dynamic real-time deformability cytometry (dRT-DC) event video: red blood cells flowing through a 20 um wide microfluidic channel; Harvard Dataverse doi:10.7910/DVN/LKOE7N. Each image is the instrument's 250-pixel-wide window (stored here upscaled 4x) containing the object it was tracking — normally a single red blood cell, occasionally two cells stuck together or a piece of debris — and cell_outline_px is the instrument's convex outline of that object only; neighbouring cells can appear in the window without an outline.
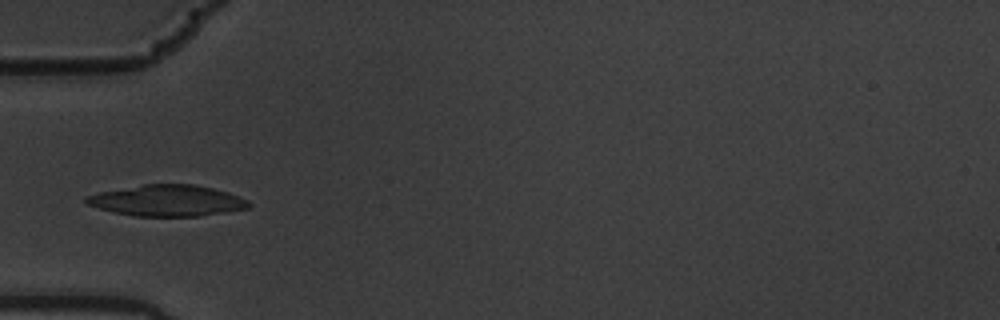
{"species": "common noctule bat (a hibernating species)", "species_latin": "Nyctalus noctula", "temperature_condition": "warm", "stored_images_in_passage": 10, "camera_frame_rate_fps": 3000, "um_per_image_px": 0.085, "animal": {"sex": "male", "body_mass_g": 19.5, "forearm_length_mm": 54.6}, "frame": {"image": 1, "passage_image": 6, "time_ms": 1.667, "image_size_px": [1000, 320], "cell_outline_px": [[252, 204], [248, 208], [228, 212], [200, 216], [136, 216], [112, 212], [96, 208], [88, 204], [84, 200], [88, 196], [100, 192], [144, 184], [192, 184], [212, 188], [228, 192], [248, 200]], "centroid_in_image_um": [14.24, 17.06], "position_along_channel_um": 70.8, "area_um2": 29.48}}
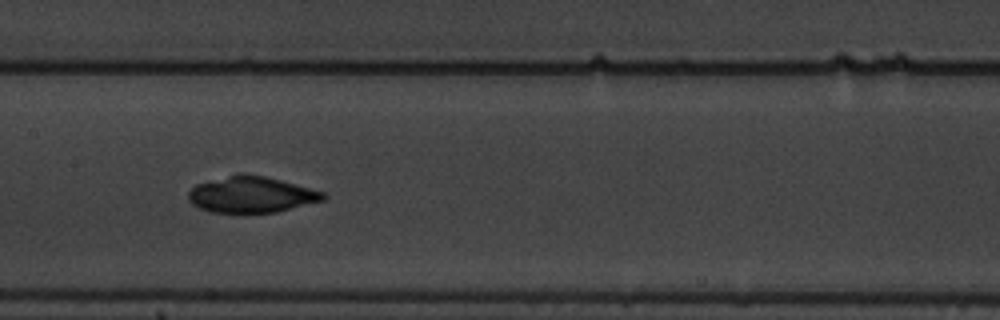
{"frame": {"image": 2, "passage_image": 9, "time_ms": 2.667, "image_size_px": [1000, 320], "cell_outline_px": [[328, 196], [324, 200], [276, 212], [212, 212], [200, 208], [192, 204], [188, 200], [188, 192], [196, 184], [240, 172], [244, 172], [264, 176], [280, 180], [324, 192]], "centroid_in_image_um": [21.35, 16.53], "position_along_channel_um": 186.0, "area_um2": 28.26}}
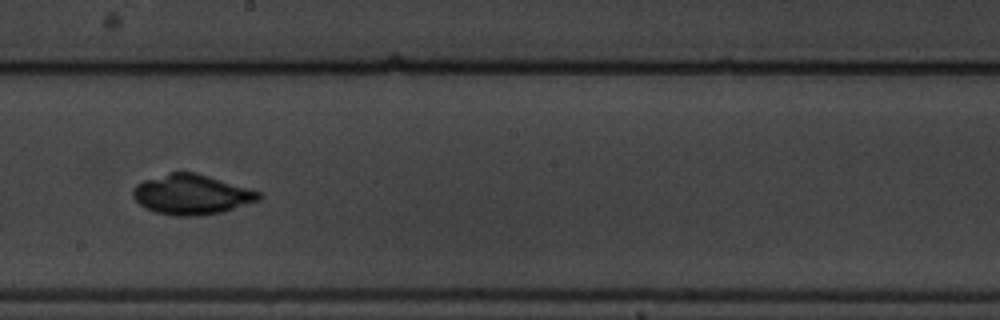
{"frame": {"image": 3, "passage_image": 10, "time_ms": 3.0, "image_size_px": [1000, 320], "cell_outline_px": [[264, 196], [260, 200], [224, 212], [200, 216], [176, 216], [156, 212], [140, 204], [132, 196], [132, 188], [136, 184], [144, 180], [168, 172], [196, 172], [260, 192]], "centroid_in_image_um": [16.29, 16.53], "position_along_channel_um": 231.9, "area_um2": 29.42}}